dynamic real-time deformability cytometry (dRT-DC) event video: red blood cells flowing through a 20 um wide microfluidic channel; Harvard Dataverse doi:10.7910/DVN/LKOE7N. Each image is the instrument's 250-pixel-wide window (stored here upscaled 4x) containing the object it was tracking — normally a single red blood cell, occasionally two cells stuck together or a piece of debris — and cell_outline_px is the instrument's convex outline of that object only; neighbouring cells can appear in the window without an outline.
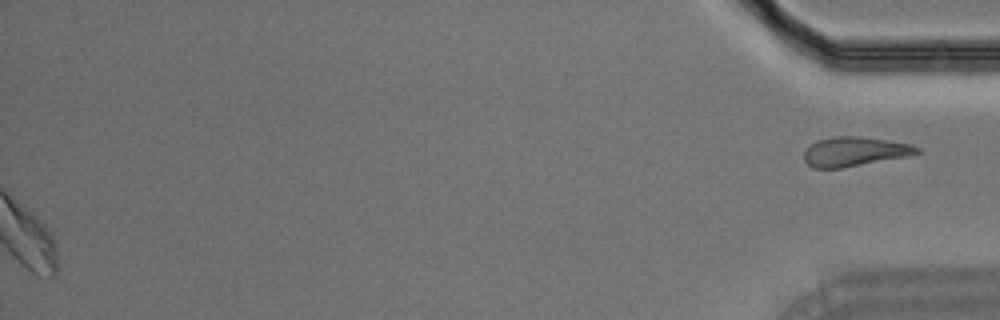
{"species": "Egyptian fruit bat (a non-hibernating species)", "species_latin": "Rousettus aegyptiacus", "temperature_condition": "room temperature", "stored_images_in_passage": 37, "segment_of_instrument_passage": [2, 2], "camera_frame_rate_fps": 3000, "um_per_image_px": 0.085, "animal": {"sex": "male"}, "frame": {"image": 1, "passage_image": 37, "time_ms": 12.0, "image_size_px": [1000, 320], "cell_outline_px": [[920, 152], [916, 156], [840, 168], [812, 168], [804, 160], [804, 148], [816, 140], [836, 136], [860, 136], [912, 144], [920, 148]], "centroid_in_image_um": [72.68, 12.89], "position_along_channel_um": 362.5, "area_um2": 19.83}}